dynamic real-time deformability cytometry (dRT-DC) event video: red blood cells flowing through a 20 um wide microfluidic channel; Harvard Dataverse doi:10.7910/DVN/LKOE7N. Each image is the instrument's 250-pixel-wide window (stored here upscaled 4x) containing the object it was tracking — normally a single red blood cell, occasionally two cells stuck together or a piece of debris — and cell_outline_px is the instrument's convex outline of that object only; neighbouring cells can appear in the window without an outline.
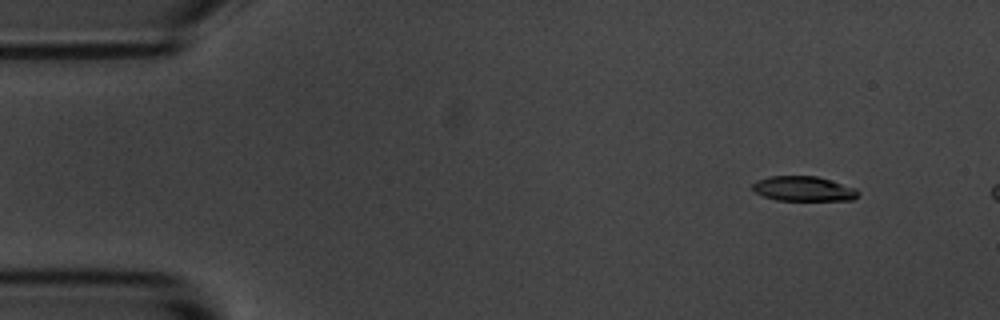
{"species": "common noctule bat (a hibernating species)", "species_latin": "Nyctalus noctula", "temperature_condition": "room temperature", "stored_images_in_passage": 4, "camera_frame_rate_fps": 3000, "um_per_image_px": 0.085, "animal": {"sex": "male", "body_mass_g": 20.1, "forearm_length_mm": 53.5}, "frame": {"image": 1, "passage_image": 1, "time_ms": 0.0, "image_size_px": [1000, 320], "cell_outline_px": [[860, 196], [852, 200], [776, 200], [764, 196], [756, 192], [752, 188], [752, 184], [756, 180], [768, 176], [816, 176], [856, 188], [860, 192]], "centroid_in_image_um": [68.31, 16.04], "position_along_channel_um": 16.7, "area_um2": 15.32}}